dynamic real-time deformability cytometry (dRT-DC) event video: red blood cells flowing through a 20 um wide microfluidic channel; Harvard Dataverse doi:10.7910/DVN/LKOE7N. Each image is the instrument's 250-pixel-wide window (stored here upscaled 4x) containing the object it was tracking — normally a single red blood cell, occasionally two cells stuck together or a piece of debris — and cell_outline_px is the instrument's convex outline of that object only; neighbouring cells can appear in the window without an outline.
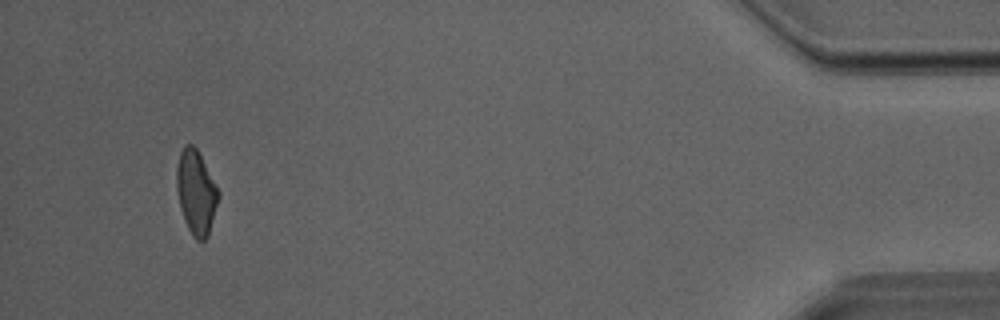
{"species": "Egyptian fruit bat (a non-hibernating species)", "species_latin": "Rousettus aegyptiacus", "temperature_condition": "room temperature", "stored_images_in_passage": 35, "camera_frame_rate_fps": 3000, "um_per_image_px": 0.085, "animal": {"sex": "male"}, "frame": {"image": 1, "passage_image": 35, "time_ms": 11.333, "image_size_px": [1000, 320], "cell_outline_px": [[220, 196], [208, 236], [204, 240], [196, 240], [192, 236], [184, 220], [180, 208], [176, 188], [176, 168], [180, 152], [184, 144], [192, 144], [196, 148], [220, 192]], "centroid_in_image_um": [16.66, 16.36], "position_along_channel_um": 418.5, "area_um2": 20.52}}